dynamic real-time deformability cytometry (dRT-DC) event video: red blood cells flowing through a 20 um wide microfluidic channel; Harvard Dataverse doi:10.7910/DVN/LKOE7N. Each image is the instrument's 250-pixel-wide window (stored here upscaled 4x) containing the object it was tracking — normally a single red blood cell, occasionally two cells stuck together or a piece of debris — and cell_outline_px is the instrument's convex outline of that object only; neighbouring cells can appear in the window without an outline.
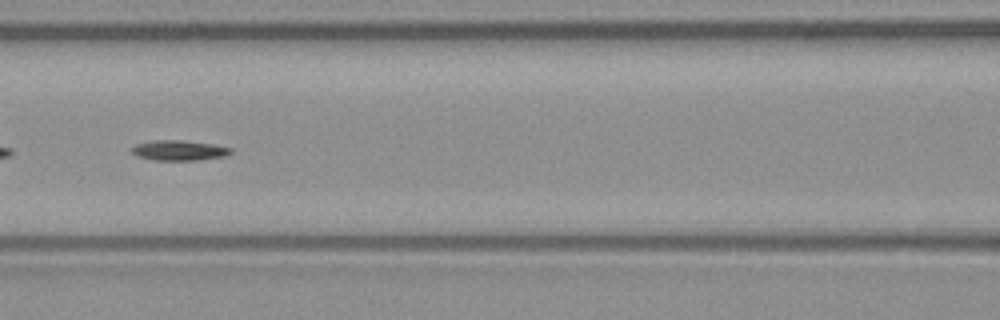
{"species": "common noctule bat (a hibernating species)", "species_latin": "Nyctalus noctula", "temperature_condition": "warm", "stored_images_in_passage": 47, "segment_of_instrument_passage": [2, 2], "camera_frame_rate_fps": 3000, "um_per_image_px": 0.085, "animal": {"sex": "male", "body_mass_g": 23.1, "forearm_length_mm": 52.7}, "frame": {"image": 1, "passage_image": 18, "time_ms": 5.667, "image_size_px": [1000, 320], "cell_outline_px": [[232, 152], [224, 156], [200, 160], [152, 160], [136, 156], [128, 148], [136, 144], [152, 140], [184, 140], [216, 144], [232, 148]], "centroid_in_image_um": [15.19, 12.77], "position_along_channel_um": 151.4, "area_um2": 11.91}}
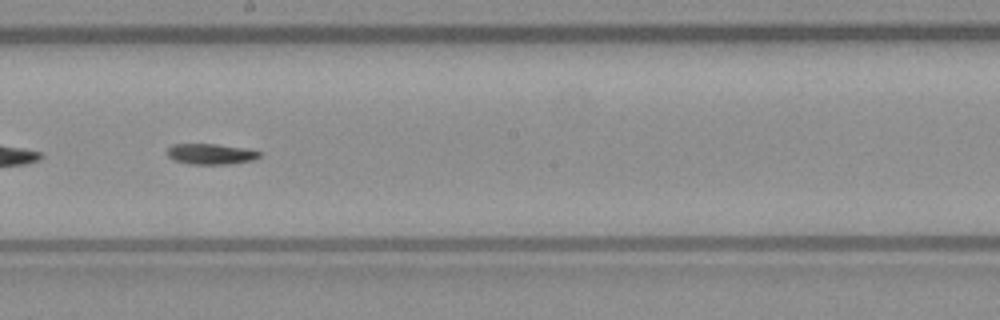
{"frame": {"image": 2, "passage_image": 24, "time_ms": 7.667, "image_size_px": [1000, 320], "cell_outline_px": [[264, 152], [260, 156], [252, 160], [228, 164], [188, 164], [176, 160], [168, 156], [168, 148], [172, 144], [216, 144], [244, 148]], "centroid_in_image_um": [17.94, 13.08], "position_along_channel_um": 230.3, "area_um2": 11.04}}
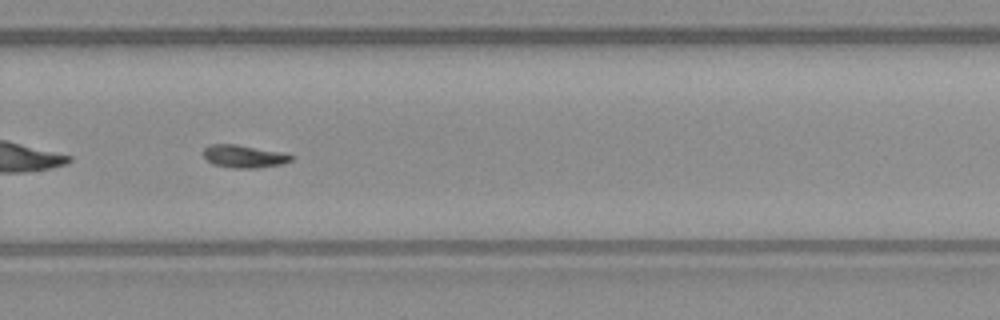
{"frame": {"image": 3, "passage_image": 30, "time_ms": 9.667, "image_size_px": [1000, 320], "cell_outline_px": [[292, 160], [284, 164], [256, 168], [232, 168], [212, 164], [204, 156], [204, 148], [212, 144], [236, 144], [280, 152], [292, 156]], "centroid_in_image_um": [20.72, 13.3], "position_along_channel_um": 309.1, "area_um2": 11.5}}